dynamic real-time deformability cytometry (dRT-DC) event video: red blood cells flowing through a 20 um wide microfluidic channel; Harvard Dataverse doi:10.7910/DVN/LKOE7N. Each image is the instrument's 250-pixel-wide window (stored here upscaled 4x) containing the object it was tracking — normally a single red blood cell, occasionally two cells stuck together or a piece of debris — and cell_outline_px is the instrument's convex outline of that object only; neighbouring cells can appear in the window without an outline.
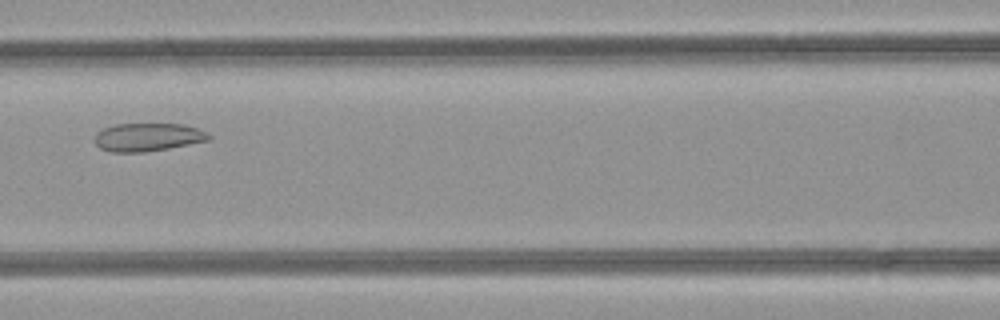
{"species": "common noctule bat (a hibernating species)", "species_latin": "Nyctalus noctula", "temperature_condition": "room temperature", "stored_images_in_passage": 37, "camera_frame_rate_fps": 3000, "um_per_image_px": 0.085, "animal": {"sex": "female", "body_mass_g": 21.9}, "frame": {"image": 1, "passage_image": 9, "time_ms": 2.667, "image_size_px": [1000, 320], "cell_outline_px": [[212, 136], [208, 140], [168, 148], [144, 152], [112, 152], [100, 148], [96, 144], [96, 132], [104, 128], [116, 124], [184, 124], [196, 128]], "centroid_in_image_um": [12.54, 11.65], "position_along_channel_um": 154.1, "area_um2": 18.44}}
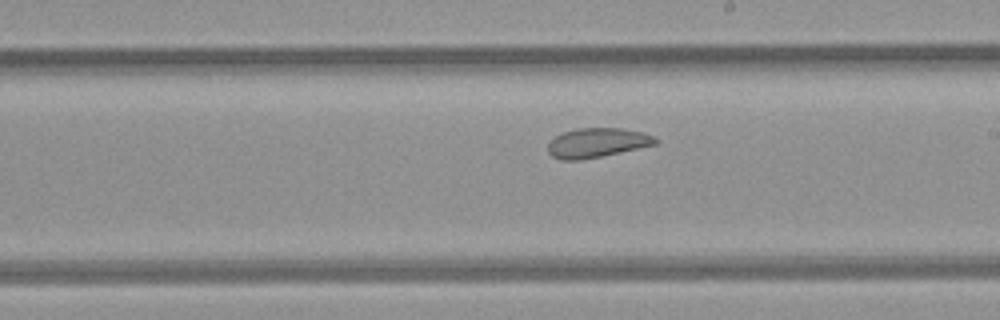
{"frame": {"image": 2, "passage_image": 15, "time_ms": 4.667, "image_size_px": [1000, 320], "cell_outline_px": [[660, 140], [656, 144], [600, 156], [580, 160], [560, 160], [552, 156], [548, 152], [548, 144], [556, 136], [564, 132], [576, 128], [620, 128], [640, 132], [652, 136]], "centroid_in_image_um": [50.72, 12.13], "position_along_channel_um": 238.3, "area_um2": 18.15}}
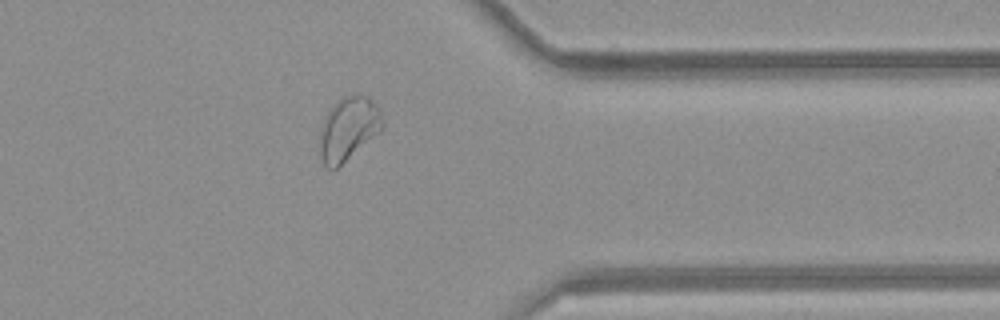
{"frame": {"image": 3, "passage_image": 26, "time_ms": 8.333, "image_size_px": [1000, 320], "cell_outline_px": [[384, 128], [380, 132], [336, 168], [328, 168], [324, 164], [316, 148], [324, 116], [332, 104], [344, 96], [356, 92], [368, 96], [380, 108], [384, 124]], "centroid_in_image_um": [29.6, 10.9], "position_along_channel_um": 381.8, "area_um2": 23.81}}